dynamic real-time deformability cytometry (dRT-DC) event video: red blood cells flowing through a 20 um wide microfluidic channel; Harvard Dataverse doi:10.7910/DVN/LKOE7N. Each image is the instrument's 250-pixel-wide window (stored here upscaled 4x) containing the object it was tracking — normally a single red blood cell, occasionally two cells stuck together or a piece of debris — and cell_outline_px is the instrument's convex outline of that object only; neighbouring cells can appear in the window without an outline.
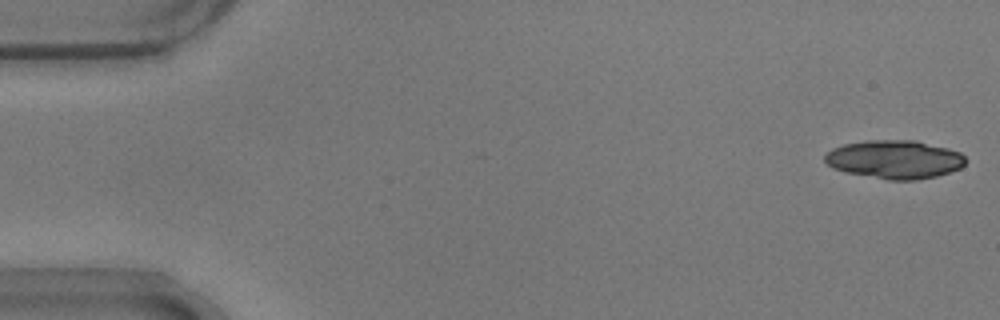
{"species": "common noctule bat (a hibernating species)", "species_latin": "Nyctalus noctula", "temperature_condition": "warm", "stored_images_in_passage": 12, "camera_frame_rate_fps": 3000, "um_per_image_px": 0.085, "animal": {"sex": "male", "body_mass_g": 17.9}, "frame": {"image": 1, "passage_image": 1, "time_ms": 0.0, "image_size_px": [1000, 320], "cell_outline_px": [[968, 160], [960, 168], [936, 176], [916, 180], [888, 180], [844, 172], [832, 168], [824, 160], [824, 156], [832, 148], [844, 144], [864, 140], [916, 140], [948, 148], [960, 152]], "centroid_in_image_um": [76.03, 13.55], "position_along_channel_um": 9.0, "area_um2": 31.73}}